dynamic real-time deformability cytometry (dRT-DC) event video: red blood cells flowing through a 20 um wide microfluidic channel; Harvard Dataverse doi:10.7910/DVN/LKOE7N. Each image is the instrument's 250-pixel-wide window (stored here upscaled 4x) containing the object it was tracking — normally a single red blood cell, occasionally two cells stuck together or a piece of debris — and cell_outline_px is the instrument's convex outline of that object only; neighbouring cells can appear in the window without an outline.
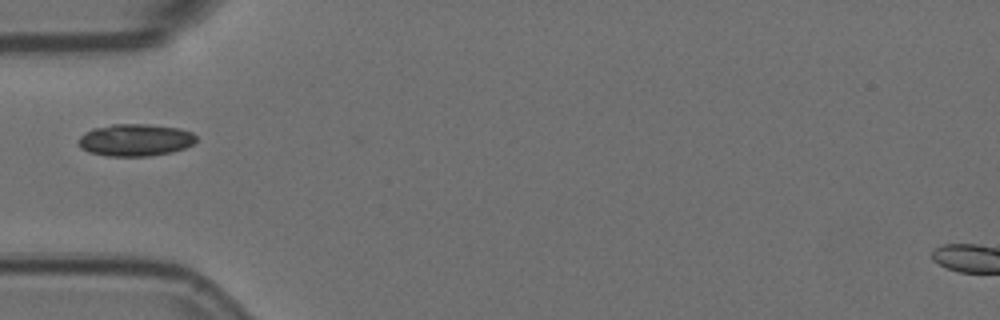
{"species": "Egyptian fruit bat (a non-hibernating species)", "species_latin": "Rousettus aegyptiacus", "temperature_condition": "room temperature", "stored_images_in_passage": 17, "camera_frame_rate_fps": 3000, "um_per_image_px": 0.085, "animal": {"sex": "female"}, "frame": {"image": 1, "passage_image": 1, "time_ms": 0.0, "image_size_px": [1000, 320], "cell_outline_px": [[196, 140], [192, 144], [184, 148], [172, 152], [148, 156], [108, 156], [88, 152], [80, 148], [76, 140], [80, 136], [92, 128], [112, 124], [148, 124], [180, 128], [192, 132], [196, 136]], "centroid_in_image_um": [11.47, 11.9], "position_along_channel_um": 73.5, "area_um2": 22.25}}